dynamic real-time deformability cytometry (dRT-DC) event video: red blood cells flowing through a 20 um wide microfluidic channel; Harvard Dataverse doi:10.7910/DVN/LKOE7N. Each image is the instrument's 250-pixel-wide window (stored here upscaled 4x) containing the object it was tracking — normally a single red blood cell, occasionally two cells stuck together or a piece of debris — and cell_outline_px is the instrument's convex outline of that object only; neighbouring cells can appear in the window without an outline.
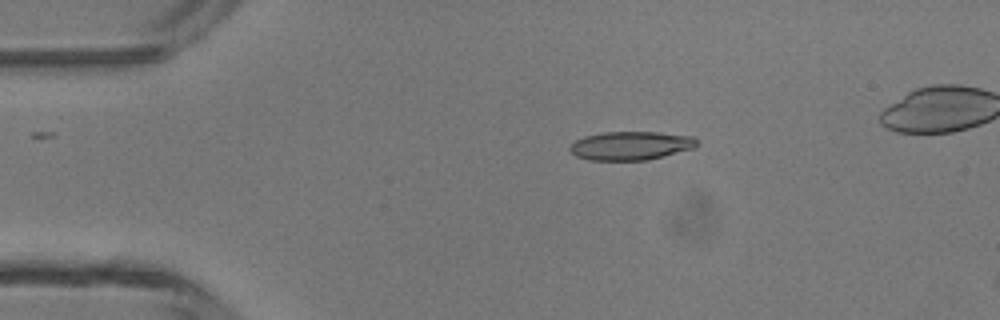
{"species": "common noctule bat (a hibernating species)", "species_latin": "Nyctalus noctula", "temperature_condition": "room temperature", "stored_images_in_passage": 2, "camera_frame_rate_fps": 3000, "um_per_image_px": 0.085, "animal": {"sex": "male", "body_mass_g": 13.3}, "frame": {"image": 1, "passage_image": 1, "time_ms": 0.0, "image_size_px": [1000, 320], "cell_outline_px": [[696, 144], [692, 148], [664, 156], [648, 160], [588, 160], [576, 156], [568, 148], [576, 140], [584, 136], [604, 132], [656, 132], [692, 136], [696, 140]], "centroid_in_image_um": [53.57, 12.38], "position_along_channel_um": 31.4, "area_um2": 20.98}}